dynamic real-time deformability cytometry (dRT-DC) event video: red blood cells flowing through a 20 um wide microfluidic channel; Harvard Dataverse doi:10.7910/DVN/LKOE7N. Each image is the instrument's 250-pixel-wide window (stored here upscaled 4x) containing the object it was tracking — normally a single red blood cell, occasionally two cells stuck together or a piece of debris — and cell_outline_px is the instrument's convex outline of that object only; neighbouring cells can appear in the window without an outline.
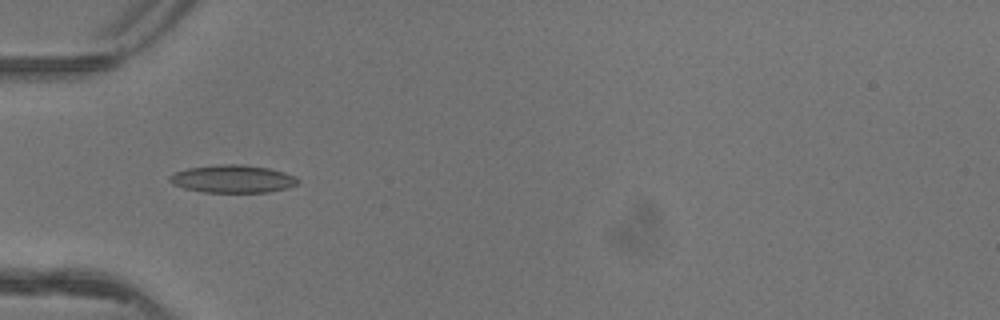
{"species": "common noctule bat (a hibernating species)", "species_latin": "Nyctalus noctula", "temperature_condition": "warm", "stored_images_in_passage": 4, "camera_frame_rate_fps": 3000, "um_per_image_px": 0.085, "animal": {"sex": "female"}, "frame": {"image": 1, "passage_image": 4, "time_ms": 1.0, "image_size_px": [1000, 320], "cell_outline_px": [[300, 180], [296, 184], [288, 188], [268, 192], [204, 192], [184, 188], [172, 184], [168, 180], [168, 176], [176, 172], [188, 168], [220, 164], [240, 164], [268, 168], [284, 172], [296, 176]], "centroid_in_image_um": [19.78, 15.2], "position_along_channel_um": 65.2, "area_um2": 20.75}}